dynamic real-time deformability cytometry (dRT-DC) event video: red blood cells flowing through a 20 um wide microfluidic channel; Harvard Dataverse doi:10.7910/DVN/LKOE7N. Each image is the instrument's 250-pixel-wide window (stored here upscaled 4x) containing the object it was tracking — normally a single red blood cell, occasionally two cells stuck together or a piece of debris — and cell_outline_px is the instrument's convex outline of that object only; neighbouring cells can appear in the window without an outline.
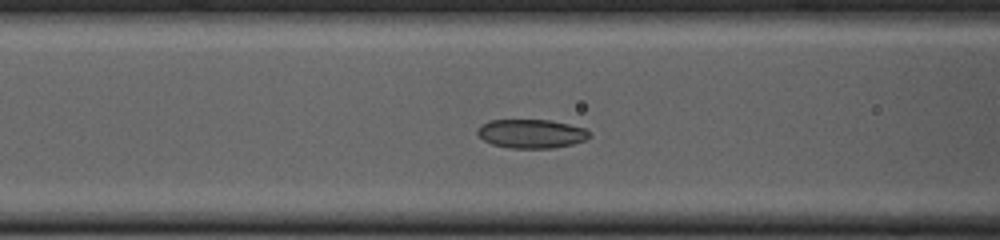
{"species": "common noctule bat (a hibernating species)", "species_latin": "Nyctalus noctula", "temperature_condition": "cold", "stored_images_in_passage": 52, "camera_frame_rate_fps": 3000, "um_per_image_px": 0.085, "animal": {"sex": "female", "body_mass_g": 23.0, "forearm_length_mm": 53.4}, "frame": {"image": 1, "passage_image": 18, "time_ms": 5.667, "image_size_px": [1000, 240], "cell_outline_px": [[592, 136], [584, 140], [572, 144], [552, 148], [508, 148], [492, 144], [484, 140], [476, 132], [480, 124], [488, 120], [548, 120], [568, 124], [584, 128]], "centroid_in_image_um": [45.13, 11.36], "position_along_channel_um": 121.5, "area_um2": 18.79}}
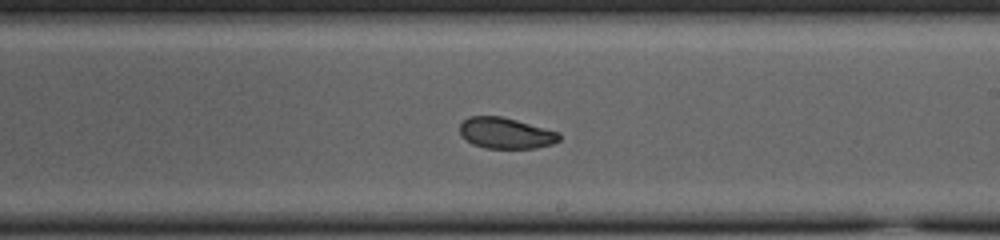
{"frame": {"image": 2, "passage_image": 28, "time_ms": 9.0, "image_size_px": [1000, 240], "cell_outline_px": [[560, 140], [552, 144], [536, 148], [484, 148], [472, 144], [460, 136], [460, 124], [468, 116], [500, 116], [516, 120], [560, 132]], "centroid_in_image_um": [42.97, 11.32], "position_along_channel_um": 246.0, "area_um2": 18.03}}
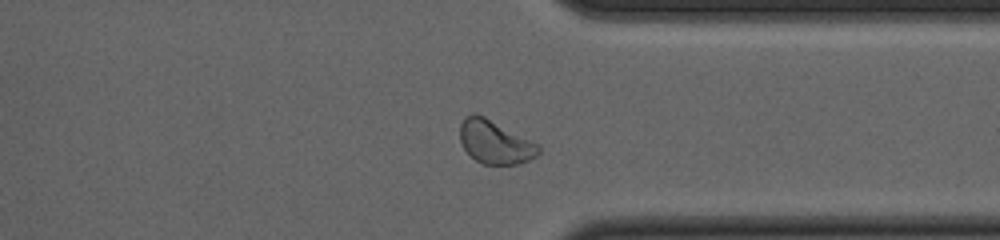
{"frame": {"image": 3, "passage_image": 38, "time_ms": 12.333, "image_size_px": [1000, 240], "cell_outline_px": [[540, 152], [536, 156], [528, 160], [516, 164], [484, 164], [476, 160], [464, 148], [460, 140], [460, 124], [472, 112], [476, 112], [540, 144]], "centroid_in_image_um": [42.09, 12.06], "position_along_channel_um": 369.3, "area_um2": 19.77}, "authors_computed_cell_mechanics": {"area_um2": 19.3919, "velocity_mm_per_s": 3.7462, "shape_relaxation_time_tau1_ms": 4.05, "shape_relaxation_time_tau2_ms": 8.4222, "deformation_change_tau1": 0.0857, "deformation_change_tau2": 0.1115}}